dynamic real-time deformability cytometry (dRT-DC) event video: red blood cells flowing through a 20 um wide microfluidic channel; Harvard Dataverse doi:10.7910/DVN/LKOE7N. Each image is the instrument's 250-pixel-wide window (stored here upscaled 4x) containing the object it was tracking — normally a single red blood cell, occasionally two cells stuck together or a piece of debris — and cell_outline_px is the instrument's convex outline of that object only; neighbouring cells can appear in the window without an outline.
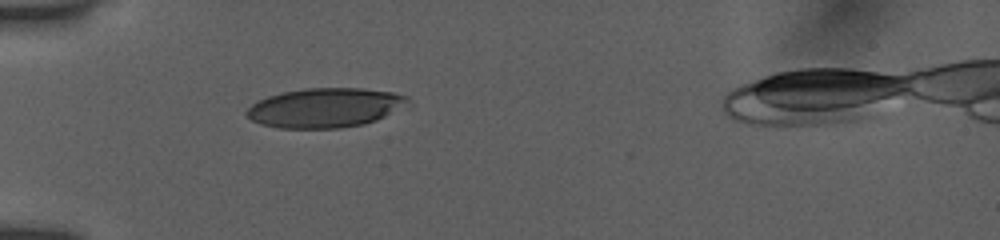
{"species": "human", "species_latin": "Homo sapiens", "temperature_condition": "room temperature", "stored_images_in_passage": 39, "camera_frame_rate_fps": 3000, "um_per_image_px": 0.085, "donor": {"sex": "female"}, "frame": {"image": 1, "passage_image": 3, "time_ms": 0.667, "image_size_px": [1000, 240], "cell_outline_px": [[404, 96], [384, 116], [360, 124], [336, 128], [280, 128], [264, 124], [252, 120], [248, 116], [248, 108], [252, 104], [268, 96], [280, 92], [304, 88], [364, 88], [392, 92]], "centroid_in_image_um": [27.44, 9.14], "position_along_channel_um": 57.6, "area_um2": 35.43}}
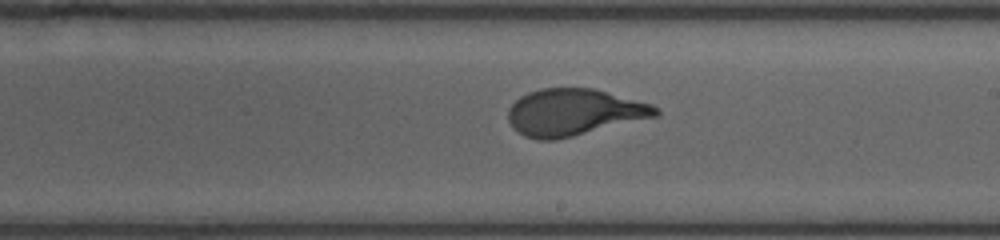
{"frame": {"image": 2, "passage_image": 18, "time_ms": 5.667, "image_size_px": [1000, 240], "cell_outline_px": [[660, 112], [656, 116], [556, 140], [536, 140], [524, 136], [508, 120], [508, 112], [512, 104], [520, 96], [528, 92], [540, 88], [592, 88], [652, 104]], "centroid_in_image_um": [48.75, 9.54], "position_along_channel_um": 240.2, "area_um2": 39.71}}
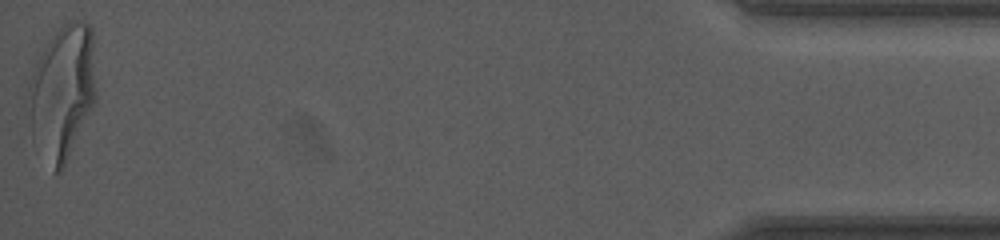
{"frame": {"image": 3, "passage_image": 39, "time_ms": 12.667, "image_size_px": [1000, 240], "cell_outline_px": [[96, 100], [60, 172], [52, 172], [32, 132], [28, 88], [36, 64], [40, 56], [56, 32], [64, 24], [76, 20], [88, 24], [92, 28], [96, 96]], "centroid_in_image_um": [5.34, 7.8], "position_along_channel_um": 429.9, "area_um2": 51.27}, "authors_computed_cell_mechanics": {"area_um2": 39.9398, "velocity_mm_per_s": 3.8988, "shape_relaxation_time_tau1_ms": 4.6668, "shape_relaxation_time_tau2_ms": null, "deformation_change_tau1": 0.2207, "deformation_change_tau2": null}}